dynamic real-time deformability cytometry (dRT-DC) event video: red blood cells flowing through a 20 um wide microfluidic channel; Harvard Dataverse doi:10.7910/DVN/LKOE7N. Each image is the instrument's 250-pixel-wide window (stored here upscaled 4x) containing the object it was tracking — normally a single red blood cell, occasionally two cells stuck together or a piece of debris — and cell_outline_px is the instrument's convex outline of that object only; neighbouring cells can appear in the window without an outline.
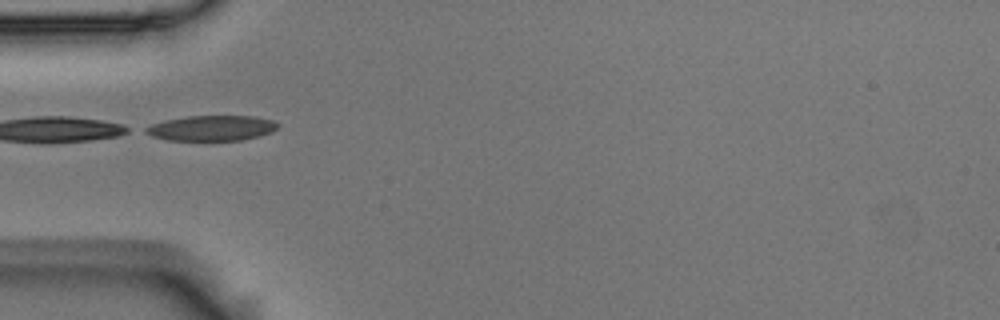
{"species": "Egyptian fruit bat (a non-hibernating species)", "species_latin": "Rousettus aegyptiacus", "temperature_condition": "room temperature", "stored_images_in_passage": 8, "camera_frame_rate_fps": 3000, "um_per_image_px": 0.085, "animal": {"sex": "male"}, "frame": {"image": 1, "passage_image": 4, "time_ms": 1.0, "image_size_px": [1000, 320], "cell_outline_px": [[280, 124], [272, 132], [260, 136], [240, 140], [168, 140], [152, 136], [144, 132], [144, 128], [152, 124], [164, 120], [188, 116], [256, 116], [272, 120]], "centroid_in_image_um": [18.0, 10.88], "position_along_channel_um": 67.0, "area_um2": 19.48}}
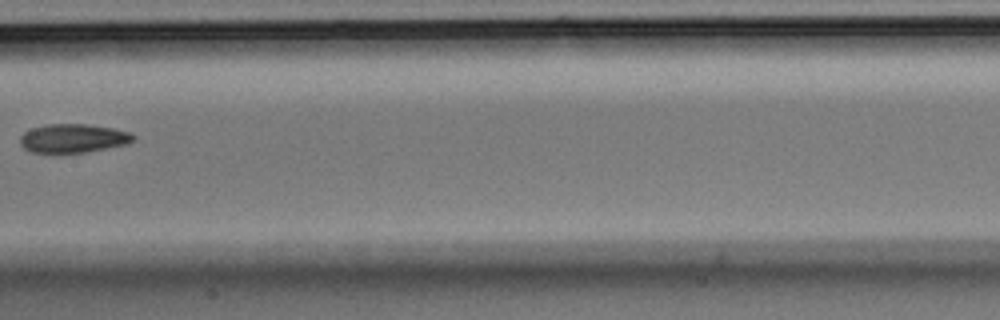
{"frame": {"image": 2, "passage_image": 7, "time_ms": 2.0, "image_size_px": [1000, 320], "cell_outline_px": [[136, 136], [128, 144], [84, 152], [32, 152], [24, 148], [20, 144], [20, 136], [24, 132], [32, 128], [48, 124], [84, 124], [112, 128], [128, 132]], "centroid_in_image_um": [6.2, 11.75], "position_along_channel_um": 201.2, "area_um2": 18.67}}
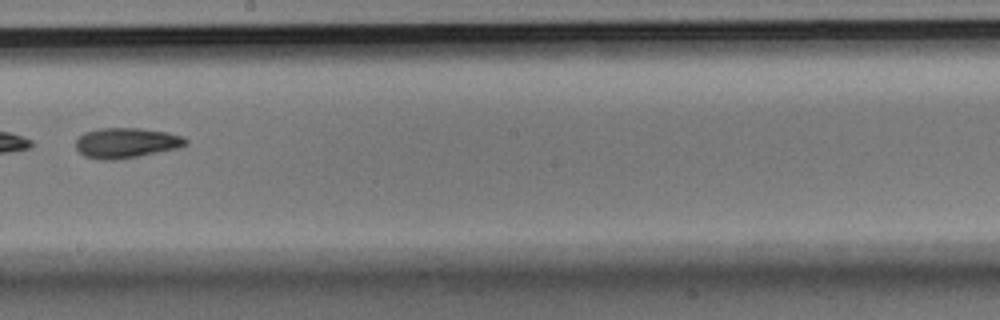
{"frame": {"image": 3, "passage_image": 8, "time_ms": 2.333, "image_size_px": [1000, 320], "cell_outline_px": [[188, 144], [180, 148], [140, 156], [116, 160], [100, 160], [84, 156], [76, 148], [76, 140], [84, 132], [100, 128], [140, 128], [168, 132], [184, 136], [188, 140]], "centroid_in_image_um": [10.77, 12.15], "position_along_channel_um": 237.4, "area_um2": 19.65}}